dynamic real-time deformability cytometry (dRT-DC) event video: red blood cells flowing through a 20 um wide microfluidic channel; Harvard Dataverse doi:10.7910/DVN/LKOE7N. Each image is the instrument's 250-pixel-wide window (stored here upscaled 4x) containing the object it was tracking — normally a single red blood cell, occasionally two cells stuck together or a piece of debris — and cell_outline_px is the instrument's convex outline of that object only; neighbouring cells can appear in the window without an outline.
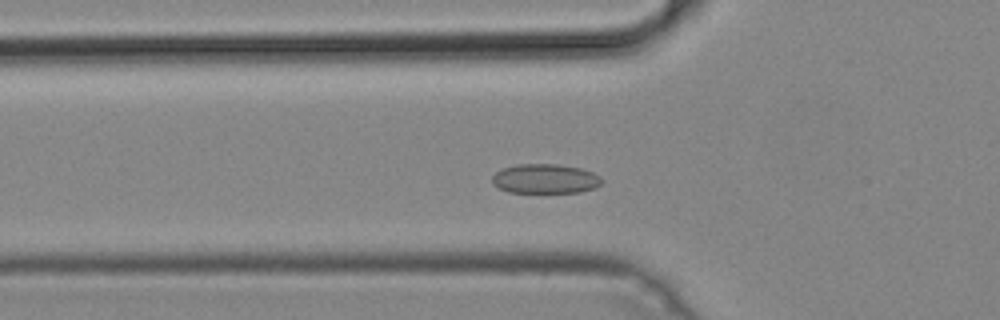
{"species": "common noctule bat (a hibernating species)", "species_latin": "Nyctalus noctula", "temperature_condition": "cold", "stored_images_in_passage": 45, "camera_frame_rate_fps": 3000, "um_per_image_px": 0.085, "animal": {"sex": "male", "body_mass_g": 19.2, "forearm_length_mm": 51.8}, "frame": {"image": 1, "passage_image": 12, "time_ms": 3.667, "image_size_px": [1000, 320], "cell_outline_px": [[604, 180], [596, 188], [580, 192], [508, 192], [492, 184], [492, 176], [496, 172], [504, 168], [516, 164], [556, 164], [580, 168], [592, 172], [600, 176]], "centroid_in_image_um": [46.36, 15.19], "position_along_channel_um": 79.4, "area_um2": 18.84}}
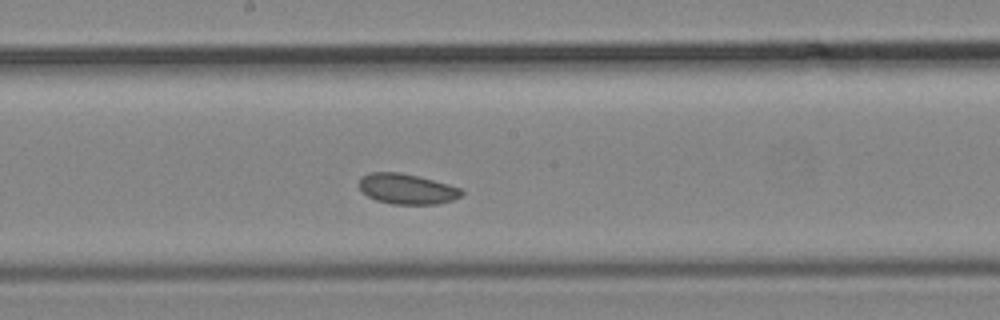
{"frame": {"image": 2, "passage_image": 22, "time_ms": 7.0, "image_size_px": [1000, 320], "cell_outline_px": [[464, 192], [460, 196], [452, 200], [436, 204], [392, 204], [376, 200], [360, 192], [360, 176], [368, 172], [400, 172], [448, 184], [460, 188]], "centroid_in_image_um": [34.54, 16.05], "position_along_channel_um": 213.7, "area_um2": 18.09}}
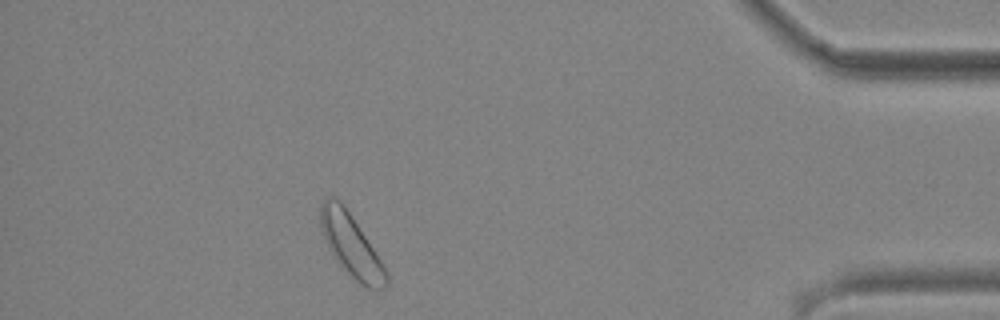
{"frame": {"image": 3, "passage_image": 40, "time_ms": 13.0, "image_size_px": [1000, 320], "cell_outline_px": [[388, 284], [384, 288], [368, 288], [360, 284], [336, 260], [324, 240], [320, 224], [320, 204], [328, 196], [336, 196], [340, 200], [384, 264], [388, 272]], "centroid_in_image_um": [29.84, 20.84], "position_along_channel_um": 405.4, "area_um2": 23.52}}